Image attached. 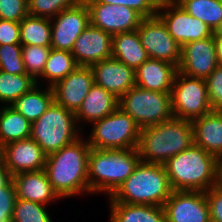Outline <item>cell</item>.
Wrapping results in <instances>:
<instances>
[{
    "mask_svg": "<svg viewBox=\"0 0 222 222\" xmlns=\"http://www.w3.org/2000/svg\"><path fill=\"white\" fill-rule=\"evenodd\" d=\"M12 180L10 172L4 167L0 161V188L6 186Z\"/></svg>",
    "mask_w": 222,
    "mask_h": 222,
    "instance_id": "obj_43",
    "label": "cell"
},
{
    "mask_svg": "<svg viewBox=\"0 0 222 222\" xmlns=\"http://www.w3.org/2000/svg\"><path fill=\"white\" fill-rule=\"evenodd\" d=\"M110 222H166L164 207L110 201Z\"/></svg>",
    "mask_w": 222,
    "mask_h": 222,
    "instance_id": "obj_25",
    "label": "cell"
},
{
    "mask_svg": "<svg viewBox=\"0 0 222 222\" xmlns=\"http://www.w3.org/2000/svg\"><path fill=\"white\" fill-rule=\"evenodd\" d=\"M172 191L163 164L140 161L133 173L109 197V200L163 207Z\"/></svg>",
    "mask_w": 222,
    "mask_h": 222,
    "instance_id": "obj_5",
    "label": "cell"
},
{
    "mask_svg": "<svg viewBox=\"0 0 222 222\" xmlns=\"http://www.w3.org/2000/svg\"><path fill=\"white\" fill-rule=\"evenodd\" d=\"M36 84L29 92L16 99L10 106L21 113L31 123L35 122L46 112L47 108L54 101L52 87L39 88Z\"/></svg>",
    "mask_w": 222,
    "mask_h": 222,
    "instance_id": "obj_26",
    "label": "cell"
},
{
    "mask_svg": "<svg viewBox=\"0 0 222 222\" xmlns=\"http://www.w3.org/2000/svg\"><path fill=\"white\" fill-rule=\"evenodd\" d=\"M90 24L110 33L137 30L144 17L136 10L123 6L99 2H86Z\"/></svg>",
    "mask_w": 222,
    "mask_h": 222,
    "instance_id": "obj_12",
    "label": "cell"
},
{
    "mask_svg": "<svg viewBox=\"0 0 222 222\" xmlns=\"http://www.w3.org/2000/svg\"><path fill=\"white\" fill-rule=\"evenodd\" d=\"M163 207L166 222H211L205 192L172 191Z\"/></svg>",
    "mask_w": 222,
    "mask_h": 222,
    "instance_id": "obj_14",
    "label": "cell"
},
{
    "mask_svg": "<svg viewBox=\"0 0 222 222\" xmlns=\"http://www.w3.org/2000/svg\"><path fill=\"white\" fill-rule=\"evenodd\" d=\"M119 99L103 87L93 84L86 95L81 107L75 113L76 121L93 123L98 121L118 108Z\"/></svg>",
    "mask_w": 222,
    "mask_h": 222,
    "instance_id": "obj_23",
    "label": "cell"
},
{
    "mask_svg": "<svg viewBox=\"0 0 222 222\" xmlns=\"http://www.w3.org/2000/svg\"><path fill=\"white\" fill-rule=\"evenodd\" d=\"M137 31L149 59L161 60L179 66L181 46L168 33L166 25L158 16L144 18Z\"/></svg>",
    "mask_w": 222,
    "mask_h": 222,
    "instance_id": "obj_11",
    "label": "cell"
},
{
    "mask_svg": "<svg viewBox=\"0 0 222 222\" xmlns=\"http://www.w3.org/2000/svg\"><path fill=\"white\" fill-rule=\"evenodd\" d=\"M16 200V190L11 180L6 186L0 188V209L4 210V214H13Z\"/></svg>",
    "mask_w": 222,
    "mask_h": 222,
    "instance_id": "obj_41",
    "label": "cell"
},
{
    "mask_svg": "<svg viewBox=\"0 0 222 222\" xmlns=\"http://www.w3.org/2000/svg\"><path fill=\"white\" fill-rule=\"evenodd\" d=\"M165 1L170 2V3L179 4L182 0H165Z\"/></svg>",
    "mask_w": 222,
    "mask_h": 222,
    "instance_id": "obj_47",
    "label": "cell"
},
{
    "mask_svg": "<svg viewBox=\"0 0 222 222\" xmlns=\"http://www.w3.org/2000/svg\"><path fill=\"white\" fill-rule=\"evenodd\" d=\"M36 84V81L28 74H11L0 71V102L10 106Z\"/></svg>",
    "mask_w": 222,
    "mask_h": 222,
    "instance_id": "obj_31",
    "label": "cell"
},
{
    "mask_svg": "<svg viewBox=\"0 0 222 222\" xmlns=\"http://www.w3.org/2000/svg\"><path fill=\"white\" fill-rule=\"evenodd\" d=\"M94 84L91 67L78 66L64 79L52 86L54 101L76 113Z\"/></svg>",
    "mask_w": 222,
    "mask_h": 222,
    "instance_id": "obj_18",
    "label": "cell"
},
{
    "mask_svg": "<svg viewBox=\"0 0 222 222\" xmlns=\"http://www.w3.org/2000/svg\"><path fill=\"white\" fill-rule=\"evenodd\" d=\"M13 214H4V210L0 209V222H11Z\"/></svg>",
    "mask_w": 222,
    "mask_h": 222,
    "instance_id": "obj_45",
    "label": "cell"
},
{
    "mask_svg": "<svg viewBox=\"0 0 222 222\" xmlns=\"http://www.w3.org/2000/svg\"><path fill=\"white\" fill-rule=\"evenodd\" d=\"M28 15V0H0V19L20 22Z\"/></svg>",
    "mask_w": 222,
    "mask_h": 222,
    "instance_id": "obj_38",
    "label": "cell"
},
{
    "mask_svg": "<svg viewBox=\"0 0 222 222\" xmlns=\"http://www.w3.org/2000/svg\"><path fill=\"white\" fill-rule=\"evenodd\" d=\"M52 47L22 45V56L26 73L31 76L36 83H41L38 78L42 76L45 63L48 59Z\"/></svg>",
    "mask_w": 222,
    "mask_h": 222,
    "instance_id": "obj_32",
    "label": "cell"
},
{
    "mask_svg": "<svg viewBox=\"0 0 222 222\" xmlns=\"http://www.w3.org/2000/svg\"><path fill=\"white\" fill-rule=\"evenodd\" d=\"M88 144L94 149H133L139 143L140 127L119 107L108 116L93 122Z\"/></svg>",
    "mask_w": 222,
    "mask_h": 222,
    "instance_id": "obj_8",
    "label": "cell"
},
{
    "mask_svg": "<svg viewBox=\"0 0 222 222\" xmlns=\"http://www.w3.org/2000/svg\"><path fill=\"white\" fill-rule=\"evenodd\" d=\"M21 44L20 22L0 19V45Z\"/></svg>",
    "mask_w": 222,
    "mask_h": 222,
    "instance_id": "obj_39",
    "label": "cell"
},
{
    "mask_svg": "<svg viewBox=\"0 0 222 222\" xmlns=\"http://www.w3.org/2000/svg\"><path fill=\"white\" fill-rule=\"evenodd\" d=\"M112 57L134 70L149 59L137 30L113 35Z\"/></svg>",
    "mask_w": 222,
    "mask_h": 222,
    "instance_id": "obj_24",
    "label": "cell"
},
{
    "mask_svg": "<svg viewBox=\"0 0 222 222\" xmlns=\"http://www.w3.org/2000/svg\"><path fill=\"white\" fill-rule=\"evenodd\" d=\"M214 35H222V23L219 27L214 31Z\"/></svg>",
    "mask_w": 222,
    "mask_h": 222,
    "instance_id": "obj_46",
    "label": "cell"
},
{
    "mask_svg": "<svg viewBox=\"0 0 222 222\" xmlns=\"http://www.w3.org/2000/svg\"><path fill=\"white\" fill-rule=\"evenodd\" d=\"M214 186L222 189V156L216 159V172Z\"/></svg>",
    "mask_w": 222,
    "mask_h": 222,
    "instance_id": "obj_42",
    "label": "cell"
},
{
    "mask_svg": "<svg viewBox=\"0 0 222 222\" xmlns=\"http://www.w3.org/2000/svg\"><path fill=\"white\" fill-rule=\"evenodd\" d=\"M212 110L222 111V66H217L205 79Z\"/></svg>",
    "mask_w": 222,
    "mask_h": 222,
    "instance_id": "obj_37",
    "label": "cell"
},
{
    "mask_svg": "<svg viewBox=\"0 0 222 222\" xmlns=\"http://www.w3.org/2000/svg\"><path fill=\"white\" fill-rule=\"evenodd\" d=\"M178 5L207 24L213 32L222 23V0H182Z\"/></svg>",
    "mask_w": 222,
    "mask_h": 222,
    "instance_id": "obj_30",
    "label": "cell"
},
{
    "mask_svg": "<svg viewBox=\"0 0 222 222\" xmlns=\"http://www.w3.org/2000/svg\"><path fill=\"white\" fill-rule=\"evenodd\" d=\"M171 101L173 116L178 119L192 121L212 111L206 80L179 71L174 78Z\"/></svg>",
    "mask_w": 222,
    "mask_h": 222,
    "instance_id": "obj_9",
    "label": "cell"
},
{
    "mask_svg": "<svg viewBox=\"0 0 222 222\" xmlns=\"http://www.w3.org/2000/svg\"><path fill=\"white\" fill-rule=\"evenodd\" d=\"M215 41V50L217 53L218 65L222 66V35H213Z\"/></svg>",
    "mask_w": 222,
    "mask_h": 222,
    "instance_id": "obj_44",
    "label": "cell"
},
{
    "mask_svg": "<svg viewBox=\"0 0 222 222\" xmlns=\"http://www.w3.org/2000/svg\"><path fill=\"white\" fill-rule=\"evenodd\" d=\"M216 157L194 143L164 167L173 191H208L215 183Z\"/></svg>",
    "mask_w": 222,
    "mask_h": 222,
    "instance_id": "obj_4",
    "label": "cell"
},
{
    "mask_svg": "<svg viewBox=\"0 0 222 222\" xmlns=\"http://www.w3.org/2000/svg\"><path fill=\"white\" fill-rule=\"evenodd\" d=\"M31 124L11 106L0 107V148L11 142L30 138Z\"/></svg>",
    "mask_w": 222,
    "mask_h": 222,
    "instance_id": "obj_27",
    "label": "cell"
},
{
    "mask_svg": "<svg viewBox=\"0 0 222 222\" xmlns=\"http://www.w3.org/2000/svg\"><path fill=\"white\" fill-rule=\"evenodd\" d=\"M194 144L216 158L222 156V111L211 112L192 121Z\"/></svg>",
    "mask_w": 222,
    "mask_h": 222,
    "instance_id": "obj_22",
    "label": "cell"
},
{
    "mask_svg": "<svg viewBox=\"0 0 222 222\" xmlns=\"http://www.w3.org/2000/svg\"><path fill=\"white\" fill-rule=\"evenodd\" d=\"M94 84L103 87L118 99L135 86V70L115 58L91 66Z\"/></svg>",
    "mask_w": 222,
    "mask_h": 222,
    "instance_id": "obj_19",
    "label": "cell"
},
{
    "mask_svg": "<svg viewBox=\"0 0 222 222\" xmlns=\"http://www.w3.org/2000/svg\"><path fill=\"white\" fill-rule=\"evenodd\" d=\"M205 195L209 204L211 222H222V189L212 186Z\"/></svg>",
    "mask_w": 222,
    "mask_h": 222,
    "instance_id": "obj_40",
    "label": "cell"
},
{
    "mask_svg": "<svg viewBox=\"0 0 222 222\" xmlns=\"http://www.w3.org/2000/svg\"><path fill=\"white\" fill-rule=\"evenodd\" d=\"M79 1L81 0H28V15L51 19Z\"/></svg>",
    "mask_w": 222,
    "mask_h": 222,
    "instance_id": "obj_35",
    "label": "cell"
},
{
    "mask_svg": "<svg viewBox=\"0 0 222 222\" xmlns=\"http://www.w3.org/2000/svg\"><path fill=\"white\" fill-rule=\"evenodd\" d=\"M18 199L48 205L61 197L54 190L44 169L18 173L12 176Z\"/></svg>",
    "mask_w": 222,
    "mask_h": 222,
    "instance_id": "obj_20",
    "label": "cell"
},
{
    "mask_svg": "<svg viewBox=\"0 0 222 222\" xmlns=\"http://www.w3.org/2000/svg\"><path fill=\"white\" fill-rule=\"evenodd\" d=\"M76 141L47 155L45 172L54 190L61 198L89 193L88 158L91 147L87 139Z\"/></svg>",
    "mask_w": 222,
    "mask_h": 222,
    "instance_id": "obj_1",
    "label": "cell"
},
{
    "mask_svg": "<svg viewBox=\"0 0 222 222\" xmlns=\"http://www.w3.org/2000/svg\"><path fill=\"white\" fill-rule=\"evenodd\" d=\"M76 123L74 112L53 101L46 112L31 124L30 138L49 155L80 138L78 134L83 128Z\"/></svg>",
    "mask_w": 222,
    "mask_h": 222,
    "instance_id": "obj_6",
    "label": "cell"
},
{
    "mask_svg": "<svg viewBox=\"0 0 222 222\" xmlns=\"http://www.w3.org/2000/svg\"><path fill=\"white\" fill-rule=\"evenodd\" d=\"M0 71L11 74H27L21 44L0 45Z\"/></svg>",
    "mask_w": 222,
    "mask_h": 222,
    "instance_id": "obj_34",
    "label": "cell"
},
{
    "mask_svg": "<svg viewBox=\"0 0 222 222\" xmlns=\"http://www.w3.org/2000/svg\"><path fill=\"white\" fill-rule=\"evenodd\" d=\"M77 67L78 64L70 51L52 48L41 77L49 82L47 87H52Z\"/></svg>",
    "mask_w": 222,
    "mask_h": 222,
    "instance_id": "obj_29",
    "label": "cell"
},
{
    "mask_svg": "<svg viewBox=\"0 0 222 222\" xmlns=\"http://www.w3.org/2000/svg\"><path fill=\"white\" fill-rule=\"evenodd\" d=\"M47 155L32 138L18 140L0 148V161L11 176L45 169Z\"/></svg>",
    "mask_w": 222,
    "mask_h": 222,
    "instance_id": "obj_15",
    "label": "cell"
},
{
    "mask_svg": "<svg viewBox=\"0 0 222 222\" xmlns=\"http://www.w3.org/2000/svg\"><path fill=\"white\" fill-rule=\"evenodd\" d=\"M217 66L214 36L191 41L181 47L179 72L189 77L206 79Z\"/></svg>",
    "mask_w": 222,
    "mask_h": 222,
    "instance_id": "obj_16",
    "label": "cell"
},
{
    "mask_svg": "<svg viewBox=\"0 0 222 222\" xmlns=\"http://www.w3.org/2000/svg\"><path fill=\"white\" fill-rule=\"evenodd\" d=\"M177 71L174 64L148 59L135 70V85L150 91L171 92Z\"/></svg>",
    "mask_w": 222,
    "mask_h": 222,
    "instance_id": "obj_21",
    "label": "cell"
},
{
    "mask_svg": "<svg viewBox=\"0 0 222 222\" xmlns=\"http://www.w3.org/2000/svg\"><path fill=\"white\" fill-rule=\"evenodd\" d=\"M84 1L127 6L136 10L144 18H151L157 16L161 0H84Z\"/></svg>",
    "mask_w": 222,
    "mask_h": 222,
    "instance_id": "obj_36",
    "label": "cell"
},
{
    "mask_svg": "<svg viewBox=\"0 0 222 222\" xmlns=\"http://www.w3.org/2000/svg\"><path fill=\"white\" fill-rule=\"evenodd\" d=\"M51 19L27 15L20 21L21 45L51 47Z\"/></svg>",
    "mask_w": 222,
    "mask_h": 222,
    "instance_id": "obj_28",
    "label": "cell"
},
{
    "mask_svg": "<svg viewBox=\"0 0 222 222\" xmlns=\"http://www.w3.org/2000/svg\"><path fill=\"white\" fill-rule=\"evenodd\" d=\"M157 16L166 25L168 33L181 47L188 42L214 35L207 24L191 16L178 4L161 0Z\"/></svg>",
    "mask_w": 222,
    "mask_h": 222,
    "instance_id": "obj_10",
    "label": "cell"
},
{
    "mask_svg": "<svg viewBox=\"0 0 222 222\" xmlns=\"http://www.w3.org/2000/svg\"><path fill=\"white\" fill-rule=\"evenodd\" d=\"M194 143L190 120L173 117L159 124L140 128L137 151L144 163L163 164Z\"/></svg>",
    "mask_w": 222,
    "mask_h": 222,
    "instance_id": "obj_2",
    "label": "cell"
},
{
    "mask_svg": "<svg viewBox=\"0 0 222 222\" xmlns=\"http://www.w3.org/2000/svg\"><path fill=\"white\" fill-rule=\"evenodd\" d=\"M113 36L89 24L74 42L71 50L78 66L91 67L112 58Z\"/></svg>",
    "mask_w": 222,
    "mask_h": 222,
    "instance_id": "obj_17",
    "label": "cell"
},
{
    "mask_svg": "<svg viewBox=\"0 0 222 222\" xmlns=\"http://www.w3.org/2000/svg\"><path fill=\"white\" fill-rule=\"evenodd\" d=\"M139 162L137 148H91L88 158L89 194L103 192L110 197L133 173Z\"/></svg>",
    "mask_w": 222,
    "mask_h": 222,
    "instance_id": "obj_3",
    "label": "cell"
},
{
    "mask_svg": "<svg viewBox=\"0 0 222 222\" xmlns=\"http://www.w3.org/2000/svg\"><path fill=\"white\" fill-rule=\"evenodd\" d=\"M46 206L17 198L11 222H53L47 213Z\"/></svg>",
    "mask_w": 222,
    "mask_h": 222,
    "instance_id": "obj_33",
    "label": "cell"
},
{
    "mask_svg": "<svg viewBox=\"0 0 222 222\" xmlns=\"http://www.w3.org/2000/svg\"><path fill=\"white\" fill-rule=\"evenodd\" d=\"M118 107L140 128L172 119L171 92H157L134 86L119 98Z\"/></svg>",
    "mask_w": 222,
    "mask_h": 222,
    "instance_id": "obj_7",
    "label": "cell"
},
{
    "mask_svg": "<svg viewBox=\"0 0 222 222\" xmlns=\"http://www.w3.org/2000/svg\"><path fill=\"white\" fill-rule=\"evenodd\" d=\"M89 24V10L84 0L62 10L51 18V47L71 52L74 42Z\"/></svg>",
    "mask_w": 222,
    "mask_h": 222,
    "instance_id": "obj_13",
    "label": "cell"
}]
</instances>
